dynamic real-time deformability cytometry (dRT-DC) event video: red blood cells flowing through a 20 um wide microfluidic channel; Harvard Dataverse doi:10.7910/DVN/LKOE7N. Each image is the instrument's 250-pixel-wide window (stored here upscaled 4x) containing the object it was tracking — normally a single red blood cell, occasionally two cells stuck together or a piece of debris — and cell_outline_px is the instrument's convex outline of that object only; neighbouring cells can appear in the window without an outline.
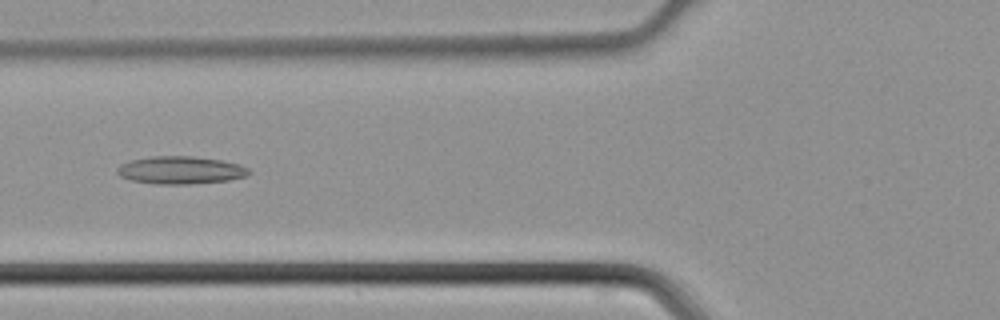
{"species": "common noctule bat (a hibernating species)", "species_latin": "Nyctalus noctula", "temperature_condition": "cold", "stored_images_in_passage": 9, "camera_frame_rate_fps": 3000, "um_per_image_px": 0.085, "animal": {"sex": "male", "body_mass_g": 21.5, "forearm_length_mm": 52.0}, "frame": {"image": 1, "passage_image": 6, "time_ms": 1.667, "image_size_px": [1000, 320], "cell_outline_px": [[252, 172], [248, 176], [228, 180], [192, 184], [156, 184], [132, 180], [120, 176], [116, 172], [116, 168], [120, 164], [132, 160], [152, 156], [192, 156], [220, 160], [240, 164], [248, 168]], "centroid_in_image_um": [15.36, 14.46], "position_along_channel_um": 110.4, "area_um2": 21.33}}